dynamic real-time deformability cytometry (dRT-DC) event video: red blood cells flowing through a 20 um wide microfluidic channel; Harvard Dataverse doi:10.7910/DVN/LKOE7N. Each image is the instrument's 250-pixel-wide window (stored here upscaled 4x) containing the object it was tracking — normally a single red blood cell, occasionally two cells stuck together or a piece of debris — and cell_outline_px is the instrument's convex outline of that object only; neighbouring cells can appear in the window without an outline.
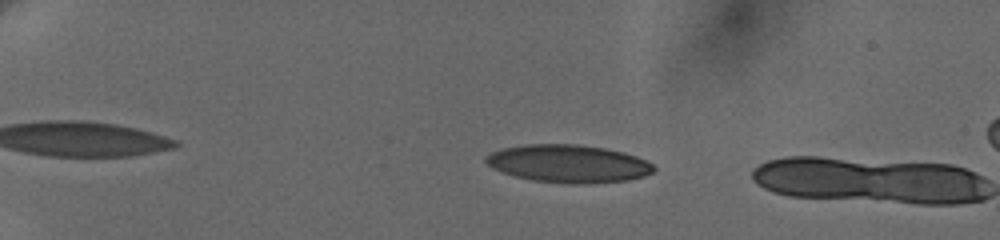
{"species": "human", "species_latin": "Homo sapiens", "temperature_condition": "cold", "stored_images_in_passage": 5, "camera_frame_rate_fps": 3000, "um_per_image_px": 0.085, "donor": {"sex": "female"}, "frame": {"image": 1, "passage_image": 4, "time_ms": 2.667, "image_size_px": [1000, 240], "cell_outline_px": [[656, 168], [652, 172], [644, 176], [628, 180], [584, 184], [576, 184], [532, 180], [516, 176], [492, 168], [484, 160], [484, 156], [492, 152], [504, 148], [528, 144], [576, 144], [604, 148], [636, 156], [652, 164]], "centroid_in_image_um": [48.3, 13.91], "position_along_channel_um": 36.7, "area_um2": 36.65}}